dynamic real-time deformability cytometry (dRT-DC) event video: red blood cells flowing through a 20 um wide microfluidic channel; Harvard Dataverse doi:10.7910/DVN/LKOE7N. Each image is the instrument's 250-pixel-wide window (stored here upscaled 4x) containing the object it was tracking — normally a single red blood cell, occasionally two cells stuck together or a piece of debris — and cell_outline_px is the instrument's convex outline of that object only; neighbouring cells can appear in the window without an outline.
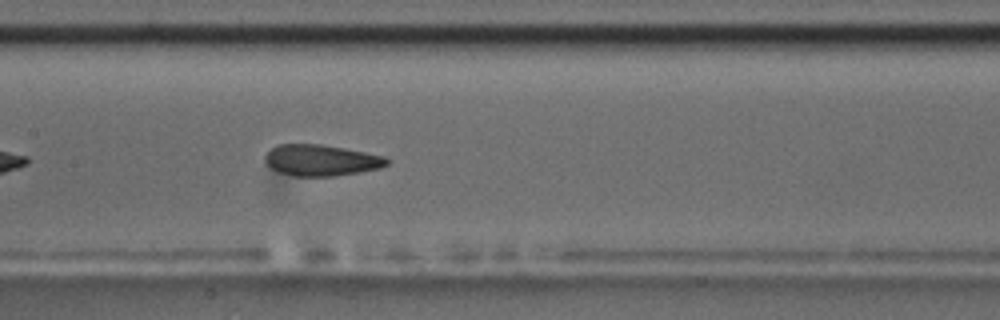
{"species": "common noctule bat (a hibernating species)", "species_latin": "Nyctalus noctula", "temperature_condition": "room temperature", "stored_images_in_passage": 18, "camera_frame_rate_fps": 3000, "um_per_image_px": 0.085, "animal": {"sex": "male", "body_mass_g": 17.5, "forearm_length_mm": 52.3}, "frame": {"image": 1, "passage_image": 13, "time_ms": 4.0, "image_size_px": [1000, 320], "cell_outline_px": [[388, 164], [380, 168], [360, 172], [332, 176], [292, 176], [268, 168], [264, 160], [264, 156], [276, 144], [320, 144], [344, 148], [384, 156], [388, 160]], "centroid_in_image_um": [27.25, 13.62], "position_along_channel_um": 180.2, "area_um2": 22.2}}